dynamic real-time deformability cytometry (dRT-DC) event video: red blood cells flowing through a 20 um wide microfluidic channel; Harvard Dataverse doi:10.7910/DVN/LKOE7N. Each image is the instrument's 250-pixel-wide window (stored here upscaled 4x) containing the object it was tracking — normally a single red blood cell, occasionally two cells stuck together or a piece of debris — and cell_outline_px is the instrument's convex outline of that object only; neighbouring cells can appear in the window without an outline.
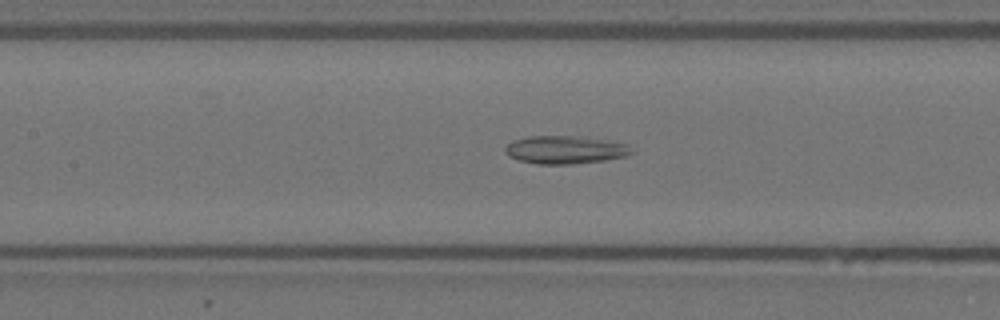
{"species": "Egyptian fruit bat (a non-hibernating species)", "species_latin": "Rousettus aegyptiacus", "temperature_condition": "warm", "stored_images_in_passage": 57, "camera_frame_rate_fps": 3000, "um_per_image_px": 0.085, "animal": {"sex": "female"}, "frame": {"image": 1, "passage_image": 25, "time_ms": 8.0, "image_size_px": [1000, 320], "cell_outline_px": [[632, 152], [624, 156], [604, 160], [572, 164], [536, 164], [520, 160], [508, 156], [504, 152], [504, 148], [512, 140], [528, 136], [576, 136], [604, 140], [628, 144]], "centroid_in_image_um": [47.97, 12.73], "position_along_channel_um": 159.4, "area_um2": 20.46}}
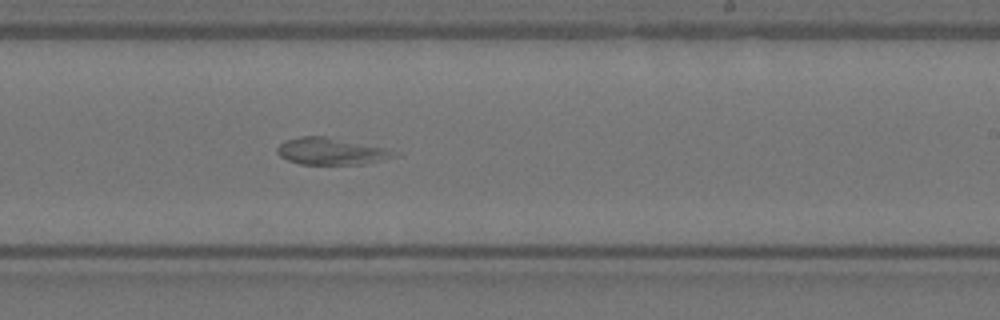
{"frame": {"image": 2, "passage_image": 34, "time_ms": 11.0, "image_size_px": [1000, 320], "cell_outline_px": [[400, 156], [384, 160], [364, 164], [300, 164], [288, 160], [280, 156], [276, 152], [276, 148], [284, 140], [300, 136], [324, 136], [384, 148], [400, 152]], "centroid_in_image_um": [28.16, 12.87], "position_along_channel_um": 260.8, "area_um2": 18.38}}
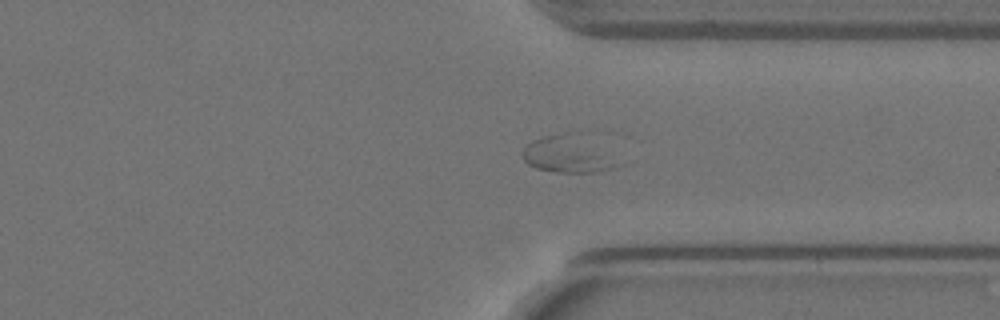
{"frame": {"image": 3, "passage_image": 43, "time_ms": 14.0, "image_size_px": [1000, 320], "cell_outline_px": [[624, 164], [612, 168], [596, 172], [556, 172], [536, 168], [528, 164], [524, 160], [524, 148], [532, 140], [544, 136], [560, 136]], "centroid_in_image_um": [48.05, 13.29], "position_along_channel_um": 363.4, "area_um2": 17.22}}